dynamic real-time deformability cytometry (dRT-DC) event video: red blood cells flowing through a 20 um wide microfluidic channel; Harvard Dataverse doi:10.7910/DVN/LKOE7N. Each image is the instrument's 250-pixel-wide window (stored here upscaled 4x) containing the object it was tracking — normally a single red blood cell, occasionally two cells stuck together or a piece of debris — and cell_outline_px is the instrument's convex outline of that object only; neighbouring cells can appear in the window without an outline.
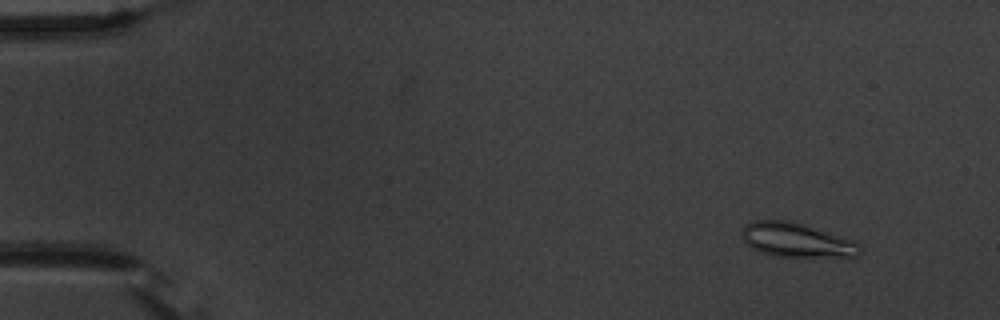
{"species": "common noctule bat (a hibernating species)", "species_latin": "Nyctalus noctula", "temperature_condition": "warm", "stored_images_in_passage": 55, "camera_frame_rate_fps": 3000, "um_per_image_px": 0.085, "animal": {"sex": "male", "body_mass_g": 20.1, "forearm_length_mm": 53.5}, "frame": {"image": 1, "passage_image": 5, "time_ms": 1.333, "image_size_px": [1000, 320], "cell_outline_px": [[864, 248], [856, 256], [776, 256], [752, 248], [740, 236], [740, 228], [752, 220], [792, 220], [852, 240], [860, 244]], "centroid_in_image_um": [67.66, 20.38], "position_along_channel_um": 17.3, "area_um2": 23.41}}
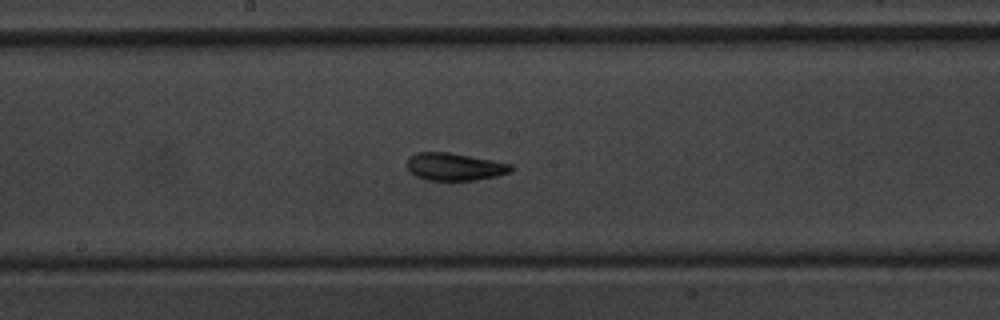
{"frame": {"image": 2, "passage_image": 30, "time_ms": 9.667, "image_size_px": [1000, 320], "cell_outline_px": [[516, 168], [512, 172], [496, 176], [476, 180], [428, 180], [416, 176], [408, 168], [408, 160], [416, 152], [448, 152], [492, 160], [512, 164]], "centroid_in_image_um": [38.71, 14.17], "position_along_channel_um": 209.5, "area_um2": 16.59}}
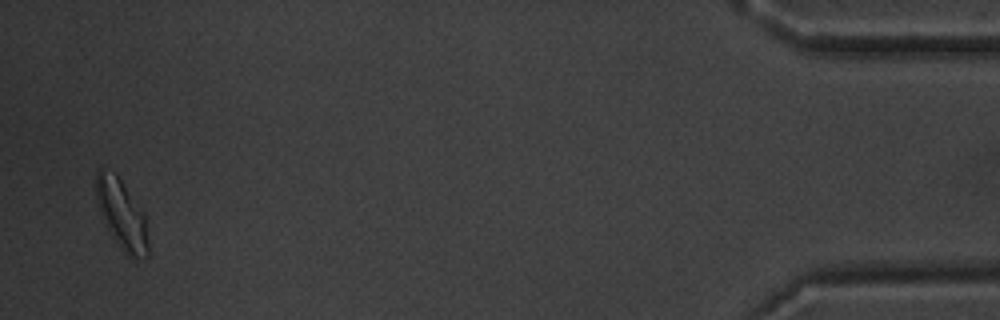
{"frame": {"image": 3, "passage_image": 54, "time_ms": 17.667, "image_size_px": [1000, 320], "cell_outline_px": [[148, 256], [132, 260], [124, 252], [112, 236], [100, 212], [96, 200], [96, 172], [100, 168], [116, 172], [144, 212], [148, 244]], "centroid_in_image_um": [10.35, 18.21], "position_along_channel_um": 424.8, "area_um2": 21.15}, "authors_computed_cell_mechanics": {"area_um2": 17.629, "velocity_mm_per_s": 3.6743, "shape_relaxation_time_tau1_ms": 2.5847, "shape_relaxation_time_tau2_ms": 1.9444, "deformation_change_tau1": 0.1318, "deformation_change_tau2": 0.0973}}